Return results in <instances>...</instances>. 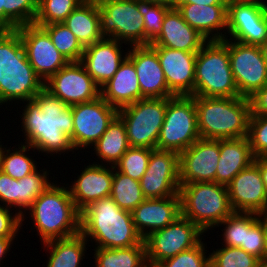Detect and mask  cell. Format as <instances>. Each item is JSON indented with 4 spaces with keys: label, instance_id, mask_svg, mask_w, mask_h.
Wrapping results in <instances>:
<instances>
[{
    "label": "cell",
    "instance_id": "6da1fadb",
    "mask_svg": "<svg viewBox=\"0 0 267 267\" xmlns=\"http://www.w3.org/2000/svg\"><path fill=\"white\" fill-rule=\"evenodd\" d=\"M25 102V109L20 116L26 139L24 144L46 154L73 151L70 139L73 134L72 107L45 87L33 99Z\"/></svg>",
    "mask_w": 267,
    "mask_h": 267
},
{
    "label": "cell",
    "instance_id": "7a4b0ae2",
    "mask_svg": "<svg viewBox=\"0 0 267 267\" xmlns=\"http://www.w3.org/2000/svg\"><path fill=\"white\" fill-rule=\"evenodd\" d=\"M80 214V233L87 240L92 238L97 248H127L143 241L132 213L121 209L111 197L92 202Z\"/></svg>",
    "mask_w": 267,
    "mask_h": 267
},
{
    "label": "cell",
    "instance_id": "3957f363",
    "mask_svg": "<svg viewBox=\"0 0 267 267\" xmlns=\"http://www.w3.org/2000/svg\"><path fill=\"white\" fill-rule=\"evenodd\" d=\"M44 82L30 65L17 28L0 31V105L33 99Z\"/></svg>",
    "mask_w": 267,
    "mask_h": 267
},
{
    "label": "cell",
    "instance_id": "277c9868",
    "mask_svg": "<svg viewBox=\"0 0 267 267\" xmlns=\"http://www.w3.org/2000/svg\"><path fill=\"white\" fill-rule=\"evenodd\" d=\"M195 106L200 138L220 140L248 136L249 98L195 96Z\"/></svg>",
    "mask_w": 267,
    "mask_h": 267
},
{
    "label": "cell",
    "instance_id": "5b68a950",
    "mask_svg": "<svg viewBox=\"0 0 267 267\" xmlns=\"http://www.w3.org/2000/svg\"><path fill=\"white\" fill-rule=\"evenodd\" d=\"M67 188L52 183L27 209L43 243L80 233L81 212Z\"/></svg>",
    "mask_w": 267,
    "mask_h": 267
},
{
    "label": "cell",
    "instance_id": "8992f818",
    "mask_svg": "<svg viewBox=\"0 0 267 267\" xmlns=\"http://www.w3.org/2000/svg\"><path fill=\"white\" fill-rule=\"evenodd\" d=\"M193 96H240L230 67L227 37L207 41L197 52Z\"/></svg>",
    "mask_w": 267,
    "mask_h": 267
},
{
    "label": "cell",
    "instance_id": "52a82bcc",
    "mask_svg": "<svg viewBox=\"0 0 267 267\" xmlns=\"http://www.w3.org/2000/svg\"><path fill=\"white\" fill-rule=\"evenodd\" d=\"M181 216L203 232L218 226L234 211L227 186L216 182H192L179 188Z\"/></svg>",
    "mask_w": 267,
    "mask_h": 267
},
{
    "label": "cell",
    "instance_id": "ba28073f",
    "mask_svg": "<svg viewBox=\"0 0 267 267\" xmlns=\"http://www.w3.org/2000/svg\"><path fill=\"white\" fill-rule=\"evenodd\" d=\"M200 138L195 96L167 98L157 149L181 153Z\"/></svg>",
    "mask_w": 267,
    "mask_h": 267
},
{
    "label": "cell",
    "instance_id": "9c48e42d",
    "mask_svg": "<svg viewBox=\"0 0 267 267\" xmlns=\"http://www.w3.org/2000/svg\"><path fill=\"white\" fill-rule=\"evenodd\" d=\"M167 98H143L118 110L130 147L157 148Z\"/></svg>",
    "mask_w": 267,
    "mask_h": 267
},
{
    "label": "cell",
    "instance_id": "30bf717a",
    "mask_svg": "<svg viewBox=\"0 0 267 267\" xmlns=\"http://www.w3.org/2000/svg\"><path fill=\"white\" fill-rule=\"evenodd\" d=\"M97 2L100 30L104 38L115 39L130 46L145 45V27L138 9V0Z\"/></svg>",
    "mask_w": 267,
    "mask_h": 267
},
{
    "label": "cell",
    "instance_id": "8fae6325",
    "mask_svg": "<svg viewBox=\"0 0 267 267\" xmlns=\"http://www.w3.org/2000/svg\"><path fill=\"white\" fill-rule=\"evenodd\" d=\"M203 234L196 224L180 215L168 226L153 231L143 239L148 266L155 267L158 263L197 246L202 241L200 236Z\"/></svg>",
    "mask_w": 267,
    "mask_h": 267
},
{
    "label": "cell",
    "instance_id": "7c38bea8",
    "mask_svg": "<svg viewBox=\"0 0 267 267\" xmlns=\"http://www.w3.org/2000/svg\"><path fill=\"white\" fill-rule=\"evenodd\" d=\"M229 40L261 46L267 40V6L256 2L228 0Z\"/></svg>",
    "mask_w": 267,
    "mask_h": 267
},
{
    "label": "cell",
    "instance_id": "4fadbf2b",
    "mask_svg": "<svg viewBox=\"0 0 267 267\" xmlns=\"http://www.w3.org/2000/svg\"><path fill=\"white\" fill-rule=\"evenodd\" d=\"M71 107L73 134L70 139L75 150L93 146L118 114V110L101 96L93 101L74 104Z\"/></svg>",
    "mask_w": 267,
    "mask_h": 267
},
{
    "label": "cell",
    "instance_id": "5bb4252c",
    "mask_svg": "<svg viewBox=\"0 0 267 267\" xmlns=\"http://www.w3.org/2000/svg\"><path fill=\"white\" fill-rule=\"evenodd\" d=\"M228 53L240 96L249 98L267 84V64L260 46L245 45L228 39Z\"/></svg>",
    "mask_w": 267,
    "mask_h": 267
},
{
    "label": "cell",
    "instance_id": "9a60e30c",
    "mask_svg": "<svg viewBox=\"0 0 267 267\" xmlns=\"http://www.w3.org/2000/svg\"><path fill=\"white\" fill-rule=\"evenodd\" d=\"M17 32L30 65L44 83L69 63L43 27L32 23L18 27Z\"/></svg>",
    "mask_w": 267,
    "mask_h": 267
},
{
    "label": "cell",
    "instance_id": "2e32d148",
    "mask_svg": "<svg viewBox=\"0 0 267 267\" xmlns=\"http://www.w3.org/2000/svg\"><path fill=\"white\" fill-rule=\"evenodd\" d=\"M145 198L175 196L180 188L179 153L152 149L146 172L140 179Z\"/></svg>",
    "mask_w": 267,
    "mask_h": 267
},
{
    "label": "cell",
    "instance_id": "e0dca14e",
    "mask_svg": "<svg viewBox=\"0 0 267 267\" xmlns=\"http://www.w3.org/2000/svg\"><path fill=\"white\" fill-rule=\"evenodd\" d=\"M44 87L68 106L90 102L100 96V87L81 62H69L45 82Z\"/></svg>",
    "mask_w": 267,
    "mask_h": 267
},
{
    "label": "cell",
    "instance_id": "ac0fdd59",
    "mask_svg": "<svg viewBox=\"0 0 267 267\" xmlns=\"http://www.w3.org/2000/svg\"><path fill=\"white\" fill-rule=\"evenodd\" d=\"M220 140L199 138L179 154L180 186L192 182H215Z\"/></svg>",
    "mask_w": 267,
    "mask_h": 267
},
{
    "label": "cell",
    "instance_id": "d6986e66",
    "mask_svg": "<svg viewBox=\"0 0 267 267\" xmlns=\"http://www.w3.org/2000/svg\"><path fill=\"white\" fill-rule=\"evenodd\" d=\"M227 190L234 212L267 213V191L254 162L232 179Z\"/></svg>",
    "mask_w": 267,
    "mask_h": 267
},
{
    "label": "cell",
    "instance_id": "ffe728a7",
    "mask_svg": "<svg viewBox=\"0 0 267 267\" xmlns=\"http://www.w3.org/2000/svg\"><path fill=\"white\" fill-rule=\"evenodd\" d=\"M158 55L168 89L174 96H193L197 52L152 47Z\"/></svg>",
    "mask_w": 267,
    "mask_h": 267
},
{
    "label": "cell",
    "instance_id": "44dd1931",
    "mask_svg": "<svg viewBox=\"0 0 267 267\" xmlns=\"http://www.w3.org/2000/svg\"><path fill=\"white\" fill-rule=\"evenodd\" d=\"M127 58L134 64L143 98H171L157 52L150 45L130 46Z\"/></svg>",
    "mask_w": 267,
    "mask_h": 267
},
{
    "label": "cell",
    "instance_id": "7402d4cb",
    "mask_svg": "<svg viewBox=\"0 0 267 267\" xmlns=\"http://www.w3.org/2000/svg\"><path fill=\"white\" fill-rule=\"evenodd\" d=\"M122 43L115 39L103 38L84 48L80 62L100 88L113 77L127 58L128 52H125V56L122 55Z\"/></svg>",
    "mask_w": 267,
    "mask_h": 267
},
{
    "label": "cell",
    "instance_id": "603a6c76",
    "mask_svg": "<svg viewBox=\"0 0 267 267\" xmlns=\"http://www.w3.org/2000/svg\"><path fill=\"white\" fill-rule=\"evenodd\" d=\"M131 213L135 228L144 239L181 215L179 193L165 198H146Z\"/></svg>",
    "mask_w": 267,
    "mask_h": 267
},
{
    "label": "cell",
    "instance_id": "cb8c5ba5",
    "mask_svg": "<svg viewBox=\"0 0 267 267\" xmlns=\"http://www.w3.org/2000/svg\"><path fill=\"white\" fill-rule=\"evenodd\" d=\"M112 168V169H111ZM78 179L68 187L71 198L77 209L81 212L92 202L110 197L113 166L110 168L103 164L88 165L78 175Z\"/></svg>",
    "mask_w": 267,
    "mask_h": 267
},
{
    "label": "cell",
    "instance_id": "d4e9b609",
    "mask_svg": "<svg viewBox=\"0 0 267 267\" xmlns=\"http://www.w3.org/2000/svg\"><path fill=\"white\" fill-rule=\"evenodd\" d=\"M207 40L186 21L177 8H171L165 15L159 36L151 47L198 52Z\"/></svg>",
    "mask_w": 267,
    "mask_h": 267
},
{
    "label": "cell",
    "instance_id": "484cf974",
    "mask_svg": "<svg viewBox=\"0 0 267 267\" xmlns=\"http://www.w3.org/2000/svg\"><path fill=\"white\" fill-rule=\"evenodd\" d=\"M175 8L207 41L226 38L220 30H227V5L176 4Z\"/></svg>",
    "mask_w": 267,
    "mask_h": 267
},
{
    "label": "cell",
    "instance_id": "4316f807",
    "mask_svg": "<svg viewBox=\"0 0 267 267\" xmlns=\"http://www.w3.org/2000/svg\"><path fill=\"white\" fill-rule=\"evenodd\" d=\"M100 96L117 110L141 99L134 64L126 58L113 77L100 88Z\"/></svg>",
    "mask_w": 267,
    "mask_h": 267
},
{
    "label": "cell",
    "instance_id": "83f0119b",
    "mask_svg": "<svg viewBox=\"0 0 267 267\" xmlns=\"http://www.w3.org/2000/svg\"><path fill=\"white\" fill-rule=\"evenodd\" d=\"M249 139H220V157L217 164L215 182L227 186L241 171L254 162Z\"/></svg>",
    "mask_w": 267,
    "mask_h": 267
},
{
    "label": "cell",
    "instance_id": "f1b7e54d",
    "mask_svg": "<svg viewBox=\"0 0 267 267\" xmlns=\"http://www.w3.org/2000/svg\"><path fill=\"white\" fill-rule=\"evenodd\" d=\"M81 45H92L102 40L97 0H85L63 22Z\"/></svg>",
    "mask_w": 267,
    "mask_h": 267
},
{
    "label": "cell",
    "instance_id": "f546056e",
    "mask_svg": "<svg viewBox=\"0 0 267 267\" xmlns=\"http://www.w3.org/2000/svg\"><path fill=\"white\" fill-rule=\"evenodd\" d=\"M93 147L98 158L110 166H115L130 148L124 122L118 114Z\"/></svg>",
    "mask_w": 267,
    "mask_h": 267
},
{
    "label": "cell",
    "instance_id": "4dcf8cb0",
    "mask_svg": "<svg viewBox=\"0 0 267 267\" xmlns=\"http://www.w3.org/2000/svg\"><path fill=\"white\" fill-rule=\"evenodd\" d=\"M87 241L79 233L69 238L54 239L43 243L44 247L50 250L47 267H79L85 256Z\"/></svg>",
    "mask_w": 267,
    "mask_h": 267
},
{
    "label": "cell",
    "instance_id": "1f68e13d",
    "mask_svg": "<svg viewBox=\"0 0 267 267\" xmlns=\"http://www.w3.org/2000/svg\"><path fill=\"white\" fill-rule=\"evenodd\" d=\"M95 249L96 267H149L144 240L138 245L127 248L95 247Z\"/></svg>",
    "mask_w": 267,
    "mask_h": 267
},
{
    "label": "cell",
    "instance_id": "d6a6232c",
    "mask_svg": "<svg viewBox=\"0 0 267 267\" xmlns=\"http://www.w3.org/2000/svg\"><path fill=\"white\" fill-rule=\"evenodd\" d=\"M113 172L110 197L121 209L132 212L146 199L140 181L119 172L114 166Z\"/></svg>",
    "mask_w": 267,
    "mask_h": 267
},
{
    "label": "cell",
    "instance_id": "836d02e7",
    "mask_svg": "<svg viewBox=\"0 0 267 267\" xmlns=\"http://www.w3.org/2000/svg\"><path fill=\"white\" fill-rule=\"evenodd\" d=\"M52 39L53 45L69 61L80 62L84 47L63 23L42 26Z\"/></svg>",
    "mask_w": 267,
    "mask_h": 267
},
{
    "label": "cell",
    "instance_id": "e575fe53",
    "mask_svg": "<svg viewBox=\"0 0 267 267\" xmlns=\"http://www.w3.org/2000/svg\"><path fill=\"white\" fill-rule=\"evenodd\" d=\"M37 170L33 173L19 179V196H18V213L21 215V222L25 220L24 211L27 210L32 203L42 194L52 183L48 180L49 173Z\"/></svg>",
    "mask_w": 267,
    "mask_h": 267
},
{
    "label": "cell",
    "instance_id": "d590c367",
    "mask_svg": "<svg viewBox=\"0 0 267 267\" xmlns=\"http://www.w3.org/2000/svg\"><path fill=\"white\" fill-rule=\"evenodd\" d=\"M18 148L12 150L13 152L5 148L3 150L2 160V172L17 180L38 170V167H36L37 163H35L36 161H33V159L26 154V152L30 151L29 149L33 147L29 144H21Z\"/></svg>",
    "mask_w": 267,
    "mask_h": 267
},
{
    "label": "cell",
    "instance_id": "8d00e7d4",
    "mask_svg": "<svg viewBox=\"0 0 267 267\" xmlns=\"http://www.w3.org/2000/svg\"><path fill=\"white\" fill-rule=\"evenodd\" d=\"M85 0H39L34 24L62 23Z\"/></svg>",
    "mask_w": 267,
    "mask_h": 267
},
{
    "label": "cell",
    "instance_id": "74e56055",
    "mask_svg": "<svg viewBox=\"0 0 267 267\" xmlns=\"http://www.w3.org/2000/svg\"><path fill=\"white\" fill-rule=\"evenodd\" d=\"M39 0H3L4 22L18 28L35 21Z\"/></svg>",
    "mask_w": 267,
    "mask_h": 267
},
{
    "label": "cell",
    "instance_id": "f35d334b",
    "mask_svg": "<svg viewBox=\"0 0 267 267\" xmlns=\"http://www.w3.org/2000/svg\"><path fill=\"white\" fill-rule=\"evenodd\" d=\"M259 217L253 212H233L219 225H226L223 233V246L241 247L244 243L245 230Z\"/></svg>",
    "mask_w": 267,
    "mask_h": 267
},
{
    "label": "cell",
    "instance_id": "ab89813d",
    "mask_svg": "<svg viewBox=\"0 0 267 267\" xmlns=\"http://www.w3.org/2000/svg\"><path fill=\"white\" fill-rule=\"evenodd\" d=\"M138 9L143 16L145 45H150L161 33L164 17L171 7L138 0Z\"/></svg>",
    "mask_w": 267,
    "mask_h": 267
},
{
    "label": "cell",
    "instance_id": "60d3db41",
    "mask_svg": "<svg viewBox=\"0 0 267 267\" xmlns=\"http://www.w3.org/2000/svg\"><path fill=\"white\" fill-rule=\"evenodd\" d=\"M259 259L240 247L222 246L209 254L214 267H258Z\"/></svg>",
    "mask_w": 267,
    "mask_h": 267
},
{
    "label": "cell",
    "instance_id": "b9f144b4",
    "mask_svg": "<svg viewBox=\"0 0 267 267\" xmlns=\"http://www.w3.org/2000/svg\"><path fill=\"white\" fill-rule=\"evenodd\" d=\"M151 150L150 148L144 147H130L114 167L119 172L130 176L134 180L140 181L146 172Z\"/></svg>",
    "mask_w": 267,
    "mask_h": 267
},
{
    "label": "cell",
    "instance_id": "7bdbcfd3",
    "mask_svg": "<svg viewBox=\"0 0 267 267\" xmlns=\"http://www.w3.org/2000/svg\"><path fill=\"white\" fill-rule=\"evenodd\" d=\"M247 138L254 158L267 157V115H250Z\"/></svg>",
    "mask_w": 267,
    "mask_h": 267
},
{
    "label": "cell",
    "instance_id": "ee69618b",
    "mask_svg": "<svg viewBox=\"0 0 267 267\" xmlns=\"http://www.w3.org/2000/svg\"><path fill=\"white\" fill-rule=\"evenodd\" d=\"M205 246L201 241L197 246L180 252L174 257L158 263L155 267H206L209 256L206 258Z\"/></svg>",
    "mask_w": 267,
    "mask_h": 267
},
{
    "label": "cell",
    "instance_id": "f6af8a7d",
    "mask_svg": "<svg viewBox=\"0 0 267 267\" xmlns=\"http://www.w3.org/2000/svg\"><path fill=\"white\" fill-rule=\"evenodd\" d=\"M264 245V230L259 214V217L245 230L244 243L240 248L261 261L264 259Z\"/></svg>",
    "mask_w": 267,
    "mask_h": 267
},
{
    "label": "cell",
    "instance_id": "bcb514c9",
    "mask_svg": "<svg viewBox=\"0 0 267 267\" xmlns=\"http://www.w3.org/2000/svg\"><path fill=\"white\" fill-rule=\"evenodd\" d=\"M19 180L13 179L5 173H0V201L6 207L18 208ZM17 207V208H16Z\"/></svg>",
    "mask_w": 267,
    "mask_h": 267
},
{
    "label": "cell",
    "instance_id": "7dc6e473",
    "mask_svg": "<svg viewBox=\"0 0 267 267\" xmlns=\"http://www.w3.org/2000/svg\"><path fill=\"white\" fill-rule=\"evenodd\" d=\"M11 208L0 205V238L16 237L22 226L21 215L10 213Z\"/></svg>",
    "mask_w": 267,
    "mask_h": 267
},
{
    "label": "cell",
    "instance_id": "c3c4849f",
    "mask_svg": "<svg viewBox=\"0 0 267 267\" xmlns=\"http://www.w3.org/2000/svg\"><path fill=\"white\" fill-rule=\"evenodd\" d=\"M251 114L267 115V84L249 97Z\"/></svg>",
    "mask_w": 267,
    "mask_h": 267
},
{
    "label": "cell",
    "instance_id": "681fc988",
    "mask_svg": "<svg viewBox=\"0 0 267 267\" xmlns=\"http://www.w3.org/2000/svg\"><path fill=\"white\" fill-rule=\"evenodd\" d=\"M177 4L208 5H228L227 0H178Z\"/></svg>",
    "mask_w": 267,
    "mask_h": 267
},
{
    "label": "cell",
    "instance_id": "f907efd6",
    "mask_svg": "<svg viewBox=\"0 0 267 267\" xmlns=\"http://www.w3.org/2000/svg\"><path fill=\"white\" fill-rule=\"evenodd\" d=\"M254 163L259 167L261 177L267 191V157H259L254 159Z\"/></svg>",
    "mask_w": 267,
    "mask_h": 267
},
{
    "label": "cell",
    "instance_id": "816d5d0a",
    "mask_svg": "<svg viewBox=\"0 0 267 267\" xmlns=\"http://www.w3.org/2000/svg\"><path fill=\"white\" fill-rule=\"evenodd\" d=\"M16 237L0 238V262L10 250V245L13 243ZM1 264V263H0Z\"/></svg>",
    "mask_w": 267,
    "mask_h": 267
},
{
    "label": "cell",
    "instance_id": "f5cc1de1",
    "mask_svg": "<svg viewBox=\"0 0 267 267\" xmlns=\"http://www.w3.org/2000/svg\"><path fill=\"white\" fill-rule=\"evenodd\" d=\"M260 222L263 224V230H264V240H265L264 259H267V213L260 214Z\"/></svg>",
    "mask_w": 267,
    "mask_h": 267
},
{
    "label": "cell",
    "instance_id": "db71d44e",
    "mask_svg": "<svg viewBox=\"0 0 267 267\" xmlns=\"http://www.w3.org/2000/svg\"><path fill=\"white\" fill-rule=\"evenodd\" d=\"M142 1H148V2H151L154 4H162V5L174 8V7H176L178 0H142Z\"/></svg>",
    "mask_w": 267,
    "mask_h": 267
},
{
    "label": "cell",
    "instance_id": "11a10c76",
    "mask_svg": "<svg viewBox=\"0 0 267 267\" xmlns=\"http://www.w3.org/2000/svg\"><path fill=\"white\" fill-rule=\"evenodd\" d=\"M9 29L11 28L4 22L3 0H0V31Z\"/></svg>",
    "mask_w": 267,
    "mask_h": 267
},
{
    "label": "cell",
    "instance_id": "9f6ffc18",
    "mask_svg": "<svg viewBox=\"0 0 267 267\" xmlns=\"http://www.w3.org/2000/svg\"><path fill=\"white\" fill-rule=\"evenodd\" d=\"M264 60L267 64V40L260 46Z\"/></svg>",
    "mask_w": 267,
    "mask_h": 267
},
{
    "label": "cell",
    "instance_id": "6f0895ef",
    "mask_svg": "<svg viewBox=\"0 0 267 267\" xmlns=\"http://www.w3.org/2000/svg\"><path fill=\"white\" fill-rule=\"evenodd\" d=\"M1 144V142H0ZM5 147H2V144L0 145V173L2 172V160H3V150Z\"/></svg>",
    "mask_w": 267,
    "mask_h": 267
},
{
    "label": "cell",
    "instance_id": "680465c9",
    "mask_svg": "<svg viewBox=\"0 0 267 267\" xmlns=\"http://www.w3.org/2000/svg\"><path fill=\"white\" fill-rule=\"evenodd\" d=\"M258 267H267V259L259 261Z\"/></svg>",
    "mask_w": 267,
    "mask_h": 267
},
{
    "label": "cell",
    "instance_id": "91938a15",
    "mask_svg": "<svg viewBox=\"0 0 267 267\" xmlns=\"http://www.w3.org/2000/svg\"><path fill=\"white\" fill-rule=\"evenodd\" d=\"M239 1L256 2V3L264 4L267 6L265 1L263 2L262 0H239Z\"/></svg>",
    "mask_w": 267,
    "mask_h": 267
},
{
    "label": "cell",
    "instance_id": "94428289",
    "mask_svg": "<svg viewBox=\"0 0 267 267\" xmlns=\"http://www.w3.org/2000/svg\"><path fill=\"white\" fill-rule=\"evenodd\" d=\"M206 267H214V266L209 262Z\"/></svg>",
    "mask_w": 267,
    "mask_h": 267
}]
</instances>
